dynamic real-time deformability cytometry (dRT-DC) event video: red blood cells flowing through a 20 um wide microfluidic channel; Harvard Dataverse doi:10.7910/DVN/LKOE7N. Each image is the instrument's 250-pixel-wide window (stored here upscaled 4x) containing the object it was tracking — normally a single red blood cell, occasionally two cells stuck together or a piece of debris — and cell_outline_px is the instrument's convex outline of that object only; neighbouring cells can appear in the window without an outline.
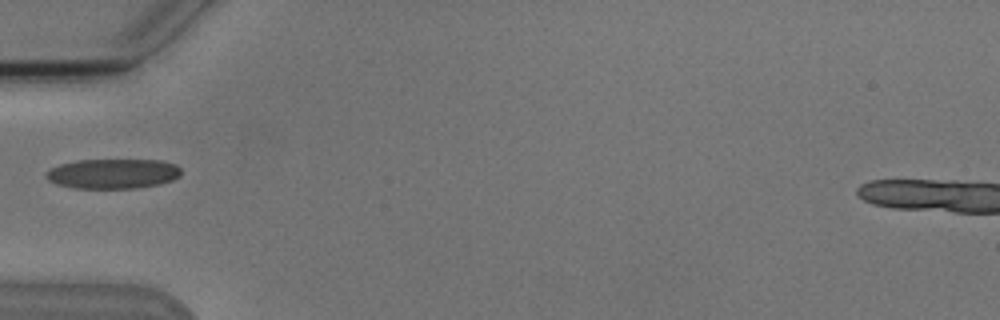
{"species": "Egyptian fruit bat (a non-hibernating species)", "species_latin": "Rousettus aegyptiacus", "temperature_condition": "cold", "stored_images_in_passage": 1, "camera_frame_rate_fps": 3000, "um_per_image_px": 0.085, "animal": {"sex": "male"}, "frame": {"image": 1, "passage_image": 1, "time_ms": 0.0, "image_size_px": [1000, 320], "cell_outline_px": [[180, 176], [172, 180], [160, 184], [136, 188], [72, 188], [56, 184], [48, 180], [44, 176], [44, 172], [60, 164], [76, 160], [164, 160], [176, 164], [180, 168]], "centroid_in_image_um": [9.58, 14.76], "position_along_channel_um": 75.4, "area_um2": 23.7}}